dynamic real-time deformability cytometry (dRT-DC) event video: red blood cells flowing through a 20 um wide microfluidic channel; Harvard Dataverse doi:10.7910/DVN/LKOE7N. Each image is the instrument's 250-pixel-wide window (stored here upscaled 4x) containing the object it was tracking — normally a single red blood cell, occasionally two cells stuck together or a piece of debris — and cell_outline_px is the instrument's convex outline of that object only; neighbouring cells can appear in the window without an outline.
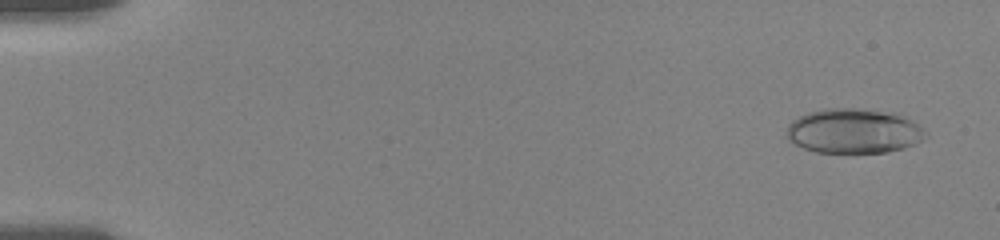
{"species": "human", "species_latin": "Homo sapiens", "temperature_condition": "room temperature", "stored_images_in_passage": 56, "camera_frame_rate_fps": 3000, "um_per_image_px": 0.085, "donor": {"sex": "female"}, "frame": {"image": 1, "passage_image": 3, "time_ms": 0.667, "image_size_px": [1000, 240], "cell_outline_px": [[928, 136], [924, 140], [916, 144], [904, 148], [888, 152], [816, 152], [792, 144], [788, 140], [788, 124], [792, 120], [808, 112], [824, 108], [856, 108], [900, 112], [920, 124], [924, 128]], "centroid_in_image_um": [72.65, 11.12], "position_along_channel_um": 12.4, "area_um2": 36.93}}
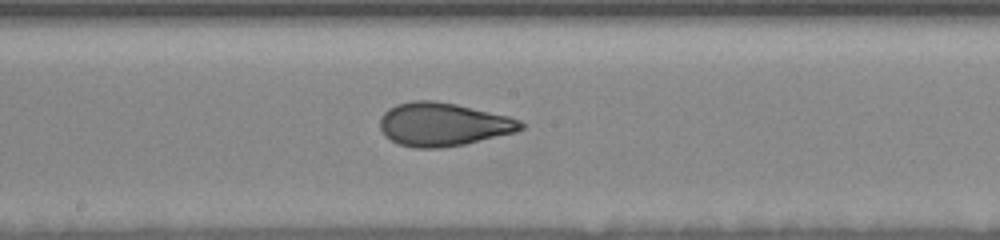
{"frame": {"image": 2, "passage_image": 31, "time_ms": 10.0, "image_size_px": [1000, 240], "cell_outline_px": [[524, 128], [516, 132], [464, 144], [440, 148], [416, 148], [400, 144], [384, 136], [380, 128], [380, 116], [388, 108], [396, 104], [412, 100], [432, 100], [456, 104], [508, 116], [520, 120], [524, 124]], "centroid_in_image_um": [37.64, 10.56], "position_along_channel_um": 210.6, "area_um2": 35.6}}
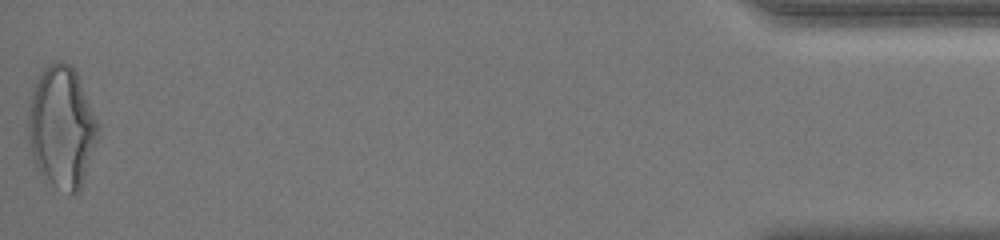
{"frame": {"image": 3, "passage_image": 56, "time_ms": 18.333, "image_size_px": [1000, 240], "cell_outline_px": [[100, 124], [80, 188], [76, 192], [72, 192], [56, 188], [40, 172], [32, 160], [28, 140], [28, 108], [36, 84], [44, 68], [52, 60], [64, 60], [76, 72]], "centroid_in_image_um": [5.22, 10.76], "position_along_channel_um": 430.0, "area_um2": 48.73}, "authors_computed_cell_mechanics": {"area_um2": 35.6048, "velocity_mm_per_s": 3.6343, "shape_relaxation_time_tau1_ms": null, "shape_relaxation_time_tau2_ms": 0.9408, "deformation_change_tau1": null, "deformation_change_tau2": 0.068}}